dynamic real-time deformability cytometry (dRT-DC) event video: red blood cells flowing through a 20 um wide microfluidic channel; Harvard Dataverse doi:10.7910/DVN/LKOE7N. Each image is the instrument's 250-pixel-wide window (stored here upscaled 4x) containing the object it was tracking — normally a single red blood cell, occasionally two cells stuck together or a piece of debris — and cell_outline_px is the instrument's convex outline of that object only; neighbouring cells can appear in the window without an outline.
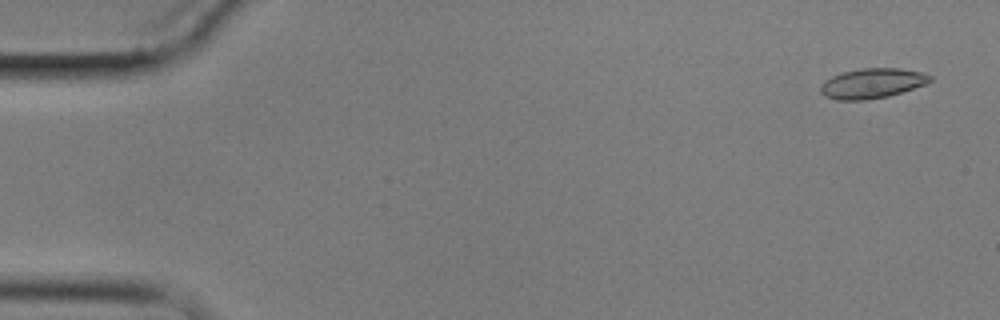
{"species": "common noctule bat (a hibernating species)", "species_latin": "Nyctalus noctula", "temperature_condition": "cold", "stored_images_in_passage": 3, "camera_frame_rate_fps": 3000, "um_per_image_px": 0.085, "animal": {"sex": "male", "body_mass_g": 17.9}, "frame": {"image": 1, "passage_image": 1, "time_ms": 0.0, "image_size_px": [1000, 320], "cell_outline_px": [[932, 80], [924, 84], [888, 96], [868, 100], [836, 100], [824, 96], [820, 92], [820, 84], [832, 76], [844, 72], [860, 68], [900, 68], [920, 72], [932, 76]], "centroid_in_image_um": [74.09, 7.09], "position_along_channel_um": 10.9, "area_um2": 19.02}}